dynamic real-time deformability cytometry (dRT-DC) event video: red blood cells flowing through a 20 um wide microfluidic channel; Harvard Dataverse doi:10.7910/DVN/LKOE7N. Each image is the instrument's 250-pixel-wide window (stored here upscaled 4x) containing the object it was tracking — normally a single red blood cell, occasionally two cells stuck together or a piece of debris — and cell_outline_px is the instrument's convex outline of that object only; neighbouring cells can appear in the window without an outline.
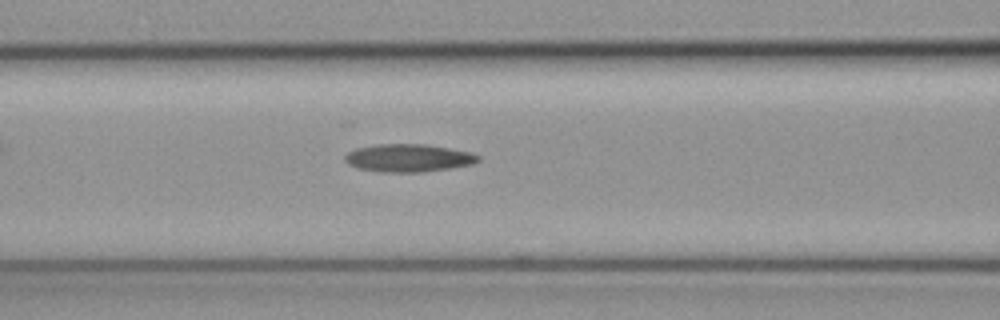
{"species": "common noctule bat (a hibernating species)", "species_latin": "Nyctalus noctula", "temperature_condition": "cold", "stored_images_in_passage": 7, "camera_frame_rate_fps": 3000, "um_per_image_px": 0.085, "animal": {"sex": "female", "body_mass_g": 19.3, "forearm_length_mm": 54.1}, "frame": {"image": 1, "passage_image": 3, "time_ms": 0.667, "image_size_px": [1000, 320], "cell_outline_px": [[480, 160], [472, 164], [424, 172], [380, 172], [360, 168], [348, 164], [344, 160], [344, 156], [348, 152], [356, 148], [376, 144], [424, 144], [472, 152], [480, 156]], "centroid_in_image_um": [34.71, 13.42], "position_along_channel_um": 131.9, "area_um2": 21.56}}